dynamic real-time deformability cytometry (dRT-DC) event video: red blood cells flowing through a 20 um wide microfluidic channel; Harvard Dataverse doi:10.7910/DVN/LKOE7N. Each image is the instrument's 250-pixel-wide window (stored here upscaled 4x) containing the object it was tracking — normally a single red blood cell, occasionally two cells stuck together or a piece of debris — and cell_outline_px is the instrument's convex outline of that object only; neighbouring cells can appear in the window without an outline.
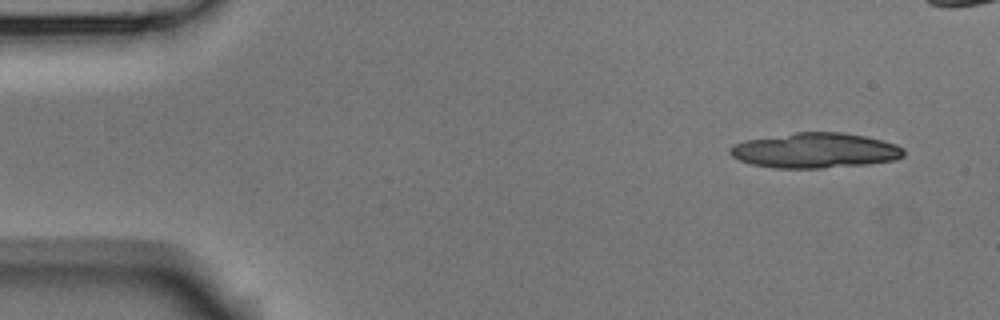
{"species": "Egyptian fruit bat (a non-hibernating species)", "species_latin": "Rousettus aegyptiacus", "temperature_condition": "room temperature", "stored_images_in_passage": 3, "camera_frame_rate_fps": 3000, "um_per_image_px": 0.085, "animal": {"sex": "male"}, "frame": {"image": 1, "passage_image": 1, "time_ms": 0.0, "image_size_px": [1000, 320], "cell_outline_px": [[904, 156], [896, 160], [868, 164], [820, 168], [772, 168], [752, 164], [740, 160], [732, 156], [728, 152], [728, 148], [732, 144], [744, 140], [796, 132], [844, 132], [864, 136], [896, 144], [904, 148]], "centroid_in_image_um": [69.27, 12.79], "position_along_channel_um": 15.7, "area_um2": 35.78}}